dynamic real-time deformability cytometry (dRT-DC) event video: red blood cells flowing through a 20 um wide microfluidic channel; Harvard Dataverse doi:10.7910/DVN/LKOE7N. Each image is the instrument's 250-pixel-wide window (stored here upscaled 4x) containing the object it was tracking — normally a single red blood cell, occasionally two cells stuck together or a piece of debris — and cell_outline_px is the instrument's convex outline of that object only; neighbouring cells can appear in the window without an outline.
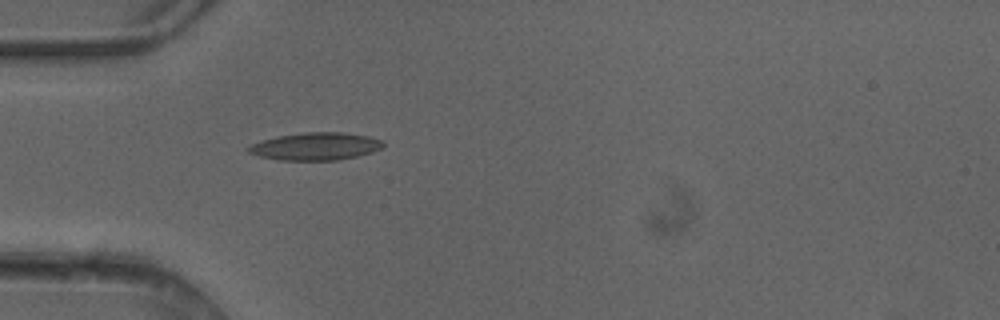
{"species": "common noctule bat (a hibernating species)", "species_latin": "Nyctalus noctula", "temperature_condition": "cold", "stored_images_in_passage": 1, "camera_frame_rate_fps": 3000, "um_per_image_px": 0.085, "animal": {"sex": "female"}, "frame": {"image": 1, "passage_image": 1, "time_ms": 0.0, "image_size_px": [1000, 320], "cell_outline_px": [[384, 144], [380, 148], [372, 152], [356, 156], [336, 160], [280, 160], [260, 156], [248, 152], [244, 148], [252, 144], [276, 136], [304, 132], [344, 132], [368, 136], [380, 140]], "centroid_in_image_um": [26.79, 12.43], "position_along_channel_um": 58.2, "area_um2": 21.5}}